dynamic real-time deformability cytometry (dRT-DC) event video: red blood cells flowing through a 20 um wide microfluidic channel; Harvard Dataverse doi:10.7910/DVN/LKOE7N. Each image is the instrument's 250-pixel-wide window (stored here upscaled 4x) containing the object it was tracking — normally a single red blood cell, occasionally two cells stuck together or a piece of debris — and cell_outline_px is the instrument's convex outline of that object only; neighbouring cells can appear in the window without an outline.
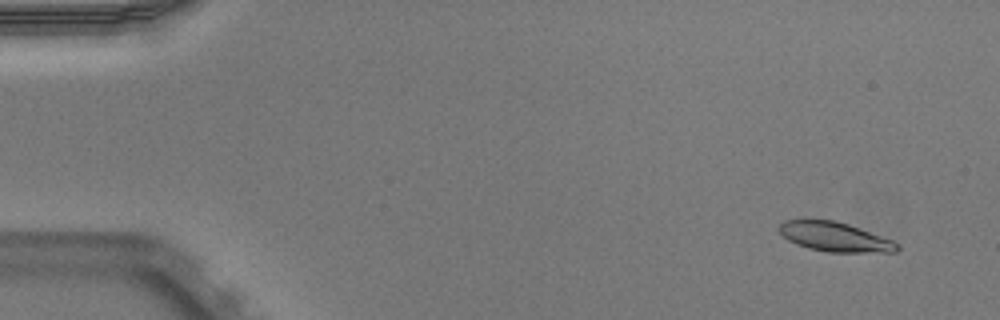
{"species": "Egyptian fruit bat (a non-hibernating species)", "species_latin": "Rousettus aegyptiacus", "temperature_condition": "warm", "stored_images_in_passage": 52, "camera_frame_rate_fps": 3000, "um_per_image_px": 0.085, "animal": {"sex": "male"}, "frame": {"image": 1, "passage_image": 4, "time_ms": 1.0, "image_size_px": [1000, 320], "cell_outline_px": [[900, 248], [896, 252], [828, 252], [808, 248], [796, 244], [788, 240], [780, 232], [780, 224], [784, 220], [836, 220], [848, 224], [892, 240], [900, 244]], "centroid_in_image_um": [70.99, 20.14], "position_along_channel_um": 14.0, "area_um2": 20.06}}
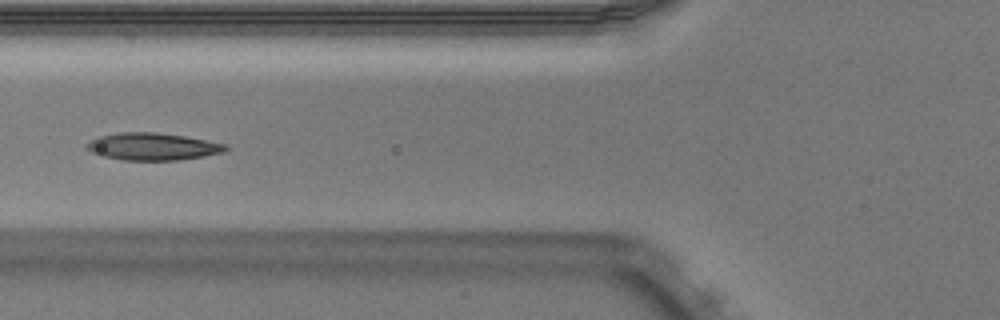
{"frame": {"image": 2, "passage_image": 21, "time_ms": 6.667, "image_size_px": [1000, 320], "cell_outline_px": [[228, 148], [224, 152], [204, 156], [180, 160], [120, 160], [104, 156], [92, 152], [84, 148], [84, 144], [100, 136], [120, 132], [156, 132], [184, 136], [228, 144]], "centroid_in_image_um": [12.98, 12.46], "position_along_channel_um": 112.8, "area_um2": 22.14}}
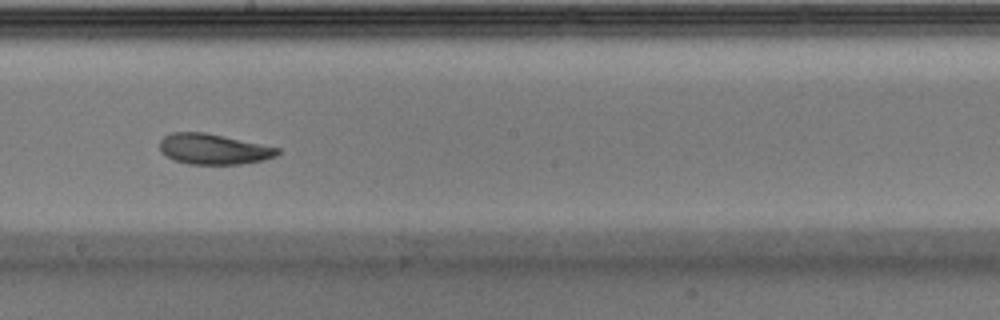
{"frame": {"image": 3, "passage_image": 30, "time_ms": 9.667, "image_size_px": [1000, 320], "cell_outline_px": [[280, 152], [276, 156], [264, 160], [240, 164], [188, 164], [164, 156], [160, 152], [160, 140], [164, 136], [172, 132], [204, 132], [280, 148]], "centroid_in_image_um": [18.12, 12.68], "position_along_channel_um": 230.1, "area_um2": 20.92}, "authors_computed_cell_mechanics": {"area_um2": 21.3571, "velocity_mm_per_s": 3.9088, "shape_relaxation_time_tau1_ms": 4.5248, "shape_relaxation_time_tau2_ms": 3.9551, "deformation_change_tau1": 0.1645, "deformation_change_tau2": 0.112}}